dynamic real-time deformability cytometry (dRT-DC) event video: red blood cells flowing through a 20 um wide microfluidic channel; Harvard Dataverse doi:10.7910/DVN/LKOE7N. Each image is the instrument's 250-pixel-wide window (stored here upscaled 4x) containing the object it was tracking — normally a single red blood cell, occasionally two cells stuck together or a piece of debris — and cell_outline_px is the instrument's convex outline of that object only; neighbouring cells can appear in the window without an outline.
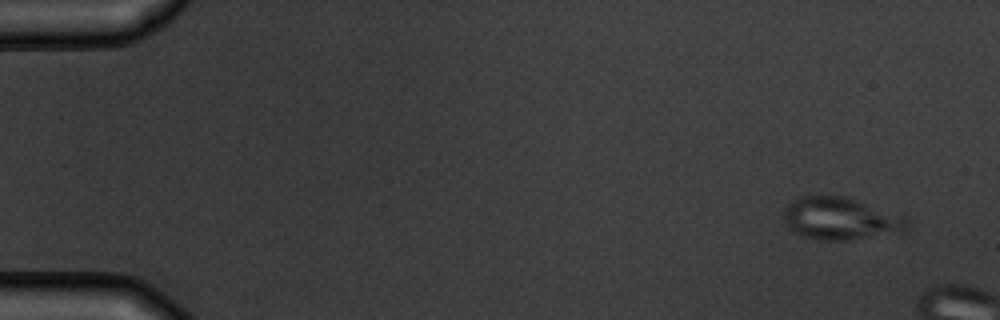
{"species": "common noctule bat (a hibernating species)", "species_latin": "Nyctalus noctula", "temperature_condition": "warm", "stored_images_in_passage": 4, "camera_frame_rate_fps": 3000, "um_per_image_px": 0.085, "animal": {"sex": "male", "body_mass_g": 19.5, "forearm_length_mm": 54.6}, "frame": {"image": 1, "passage_image": 1, "time_ms": 0.0, "image_size_px": [1000, 320], "cell_outline_px": [[908, 228], [904, 232], [848, 240], [820, 240], [804, 236], [788, 228], [784, 220], [784, 208], [796, 196], [848, 196], [908, 216]], "centroid_in_image_um": [71.5, 18.56], "position_along_channel_um": 13.5, "area_um2": 31.04}}